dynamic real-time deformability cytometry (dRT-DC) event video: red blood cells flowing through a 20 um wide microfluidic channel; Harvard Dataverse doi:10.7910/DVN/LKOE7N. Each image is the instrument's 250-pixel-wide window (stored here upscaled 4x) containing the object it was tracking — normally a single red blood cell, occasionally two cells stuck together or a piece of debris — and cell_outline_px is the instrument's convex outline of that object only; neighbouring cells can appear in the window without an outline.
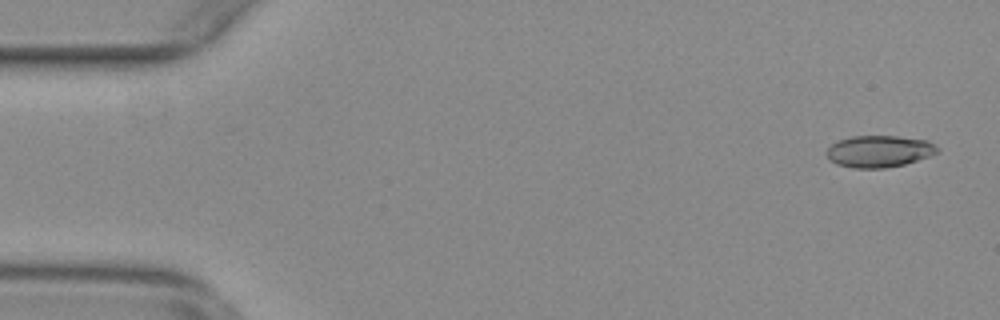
{"species": "common noctule bat (a hibernating species)", "species_latin": "Nyctalus noctula", "temperature_condition": "warm", "stored_images_in_passage": 55, "camera_frame_rate_fps": 3000, "um_per_image_px": 0.085, "animal": {"sex": "female", "body_mass_g": 29.2, "forearm_length_mm": 56.3}, "frame": {"image": 1, "passage_image": 3, "time_ms": 0.667, "image_size_px": [1000, 320], "cell_outline_px": [[940, 152], [904, 164], [884, 168], [856, 168], [836, 164], [828, 156], [828, 148], [832, 144], [840, 140], [852, 136], [896, 136], [928, 140], [940, 148]], "centroid_in_image_um": [74.77, 12.85], "position_along_channel_um": 10.2, "area_um2": 20.29}}
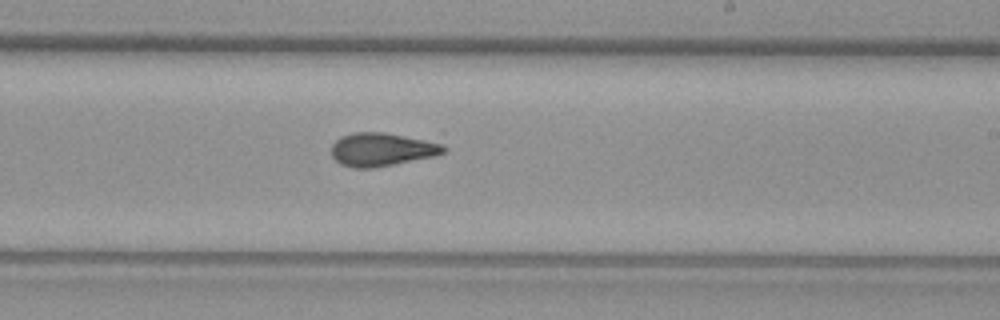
{"frame": {"image": 2, "passage_image": 33, "time_ms": 10.667, "image_size_px": [1000, 320], "cell_outline_px": [[448, 148], [444, 152], [432, 156], [372, 168], [352, 168], [340, 164], [332, 156], [332, 144], [340, 136], [352, 132], [384, 132], [424, 140], [440, 144]], "centroid_in_image_um": [32.38, 12.7], "position_along_channel_um": 256.6, "area_um2": 21.44}}
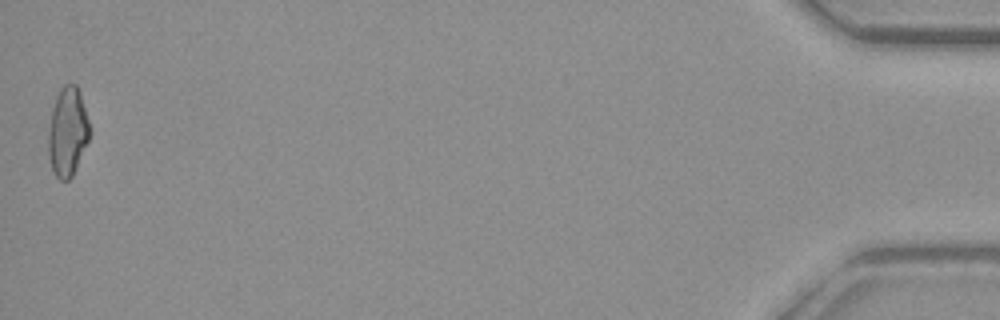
{"frame": {"image": 3, "passage_image": 55, "time_ms": 18.0, "image_size_px": [1000, 320], "cell_outline_px": [[92, 132], [72, 176], [68, 180], [60, 180], [56, 176], [52, 168], [48, 156], [48, 132], [52, 108], [56, 96], [60, 88], [64, 84], [76, 84], [80, 92], [92, 128]], "centroid_in_image_um": [5.76, 11.17], "position_along_channel_um": 429.4, "area_um2": 21.68}, "authors_computed_cell_mechanics": {"area_um2": 21.2704, "velocity_mm_per_s": 3.7689, "shape_relaxation_time_tau1_ms": 5.6088, "shape_relaxation_time_tau2_ms": null, "deformation_change_tau1": 0.154, "deformation_change_tau2": null}}